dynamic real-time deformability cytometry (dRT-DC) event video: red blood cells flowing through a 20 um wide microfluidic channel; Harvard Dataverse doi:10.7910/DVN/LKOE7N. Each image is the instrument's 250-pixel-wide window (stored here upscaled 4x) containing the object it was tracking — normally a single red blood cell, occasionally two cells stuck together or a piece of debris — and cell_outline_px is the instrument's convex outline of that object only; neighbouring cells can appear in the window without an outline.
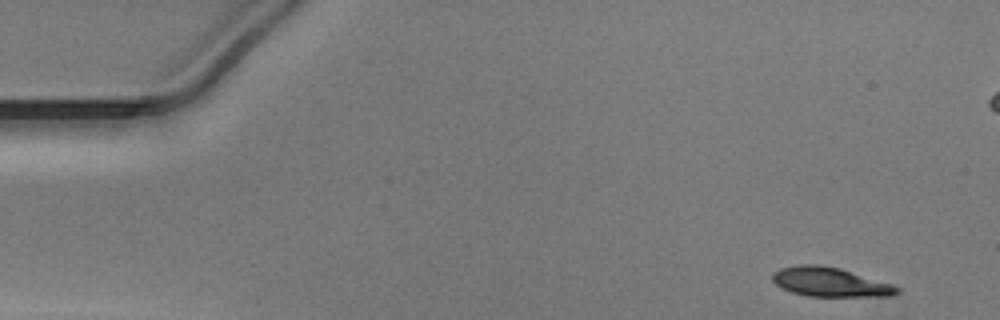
{"species": "Egyptian fruit bat (a non-hibernating species)", "species_latin": "Rousettus aegyptiacus", "temperature_condition": "warm", "stored_images_in_passage": 12, "camera_frame_rate_fps": 3000, "um_per_image_px": 0.085, "animal": {"sex": "male"}, "frame": {"image": 1, "passage_image": 1, "time_ms": 0.0, "image_size_px": [1000, 320], "cell_outline_px": [[900, 292], [888, 296], [808, 296], [792, 292], [776, 284], [772, 280], [772, 272], [780, 268], [800, 264], [816, 264], [840, 268], [892, 284], [900, 288]], "centroid_in_image_um": [70.54, 23.96], "position_along_channel_um": 14.5, "area_um2": 21.1}}